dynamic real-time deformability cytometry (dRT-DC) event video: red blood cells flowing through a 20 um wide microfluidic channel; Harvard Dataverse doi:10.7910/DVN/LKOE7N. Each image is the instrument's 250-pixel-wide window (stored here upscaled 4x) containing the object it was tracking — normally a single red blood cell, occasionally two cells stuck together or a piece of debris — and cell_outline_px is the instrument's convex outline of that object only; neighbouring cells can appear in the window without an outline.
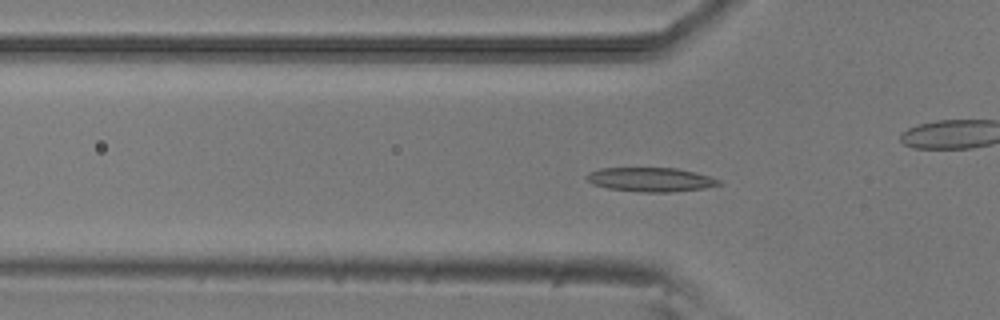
{"species": "common noctule bat (a hibernating species)", "species_latin": "Nyctalus noctula", "temperature_condition": "room temperature", "stored_images_in_passage": 54, "camera_frame_rate_fps": 3000, "um_per_image_px": 0.085, "animal": {"sex": "male", "body_mass_g": 20.5, "forearm_length_mm": 52.5}, "frame": {"image": 1, "passage_image": 17, "time_ms": 5.333, "image_size_px": [1000, 320], "cell_outline_px": [[724, 184], [700, 188], [672, 192], [640, 192], [608, 188], [592, 184], [584, 176], [588, 172], [600, 168], [676, 168], [696, 172], [720, 180]], "centroid_in_image_um": [55.27, 15.26], "position_along_channel_um": 70.5, "area_um2": 18.55}}
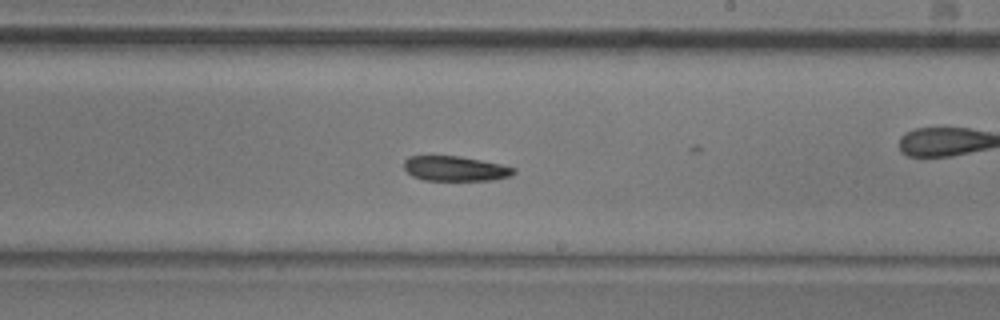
{"frame": {"image": 2, "passage_image": 31, "time_ms": 10.0, "image_size_px": [1000, 320], "cell_outline_px": [[516, 172], [512, 176], [492, 180], [424, 180], [412, 176], [404, 168], [404, 160], [408, 156], [460, 156], [500, 164], [516, 168]], "centroid_in_image_um": [38.7, 14.33], "position_along_channel_um": 250.3, "area_um2": 15.95}}
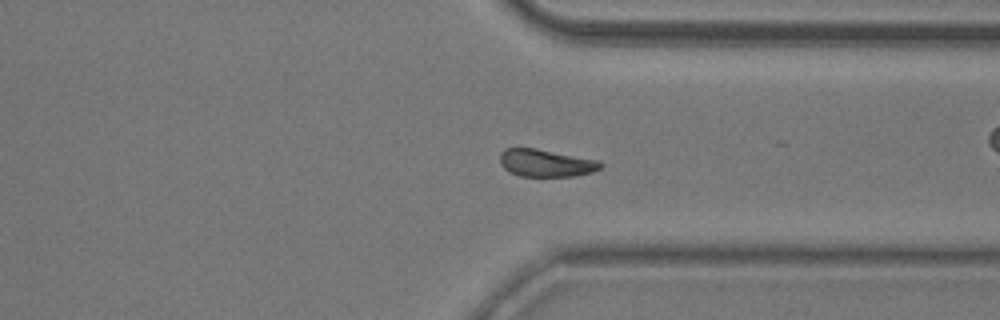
{"frame": {"image": 3, "passage_image": 40, "time_ms": 13.0, "image_size_px": [1000, 320], "cell_outline_px": [[604, 164], [600, 168], [592, 172], [572, 176], [520, 176], [508, 172], [500, 164], [500, 152], [504, 148], [536, 148], [600, 160]], "centroid_in_image_um": [46.39, 13.85], "position_along_channel_um": 365.0, "area_um2": 16.24}, "authors_computed_cell_mechanics": {"area_um2": 17.051, "velocity_mm_per_s": 3.8401, "shape_relaxation_time_tau1_ms": 7.2601, "shape_relaxation_time_tau2_ms": 8.6442, "deformation_change_tau1": 0.1294, "deformation_change_tau2": 0.14}}